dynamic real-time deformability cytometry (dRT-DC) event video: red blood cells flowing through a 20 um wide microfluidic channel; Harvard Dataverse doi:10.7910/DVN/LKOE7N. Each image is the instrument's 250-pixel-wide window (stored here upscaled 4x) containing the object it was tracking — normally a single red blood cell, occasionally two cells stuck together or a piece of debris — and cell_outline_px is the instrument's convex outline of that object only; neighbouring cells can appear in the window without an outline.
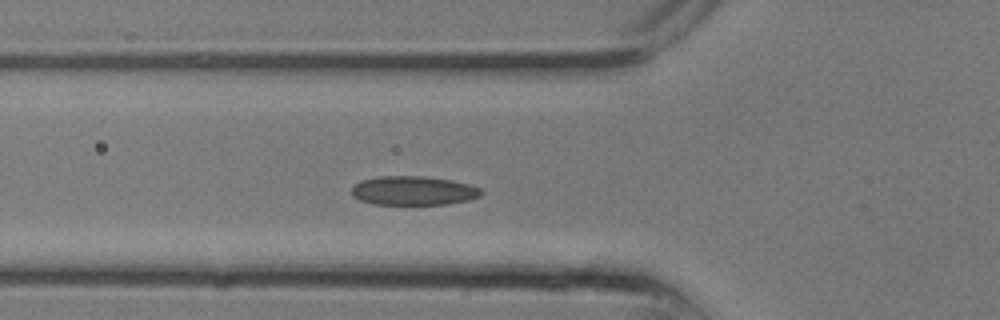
{"species": "common noctule bat (a hibernating species)", "species_latin": "Nyctalus noctula", "temperature_condition": "room temperature", "stored_images_in_passage": 14, "camera_frame_rate_fps": 3000, "um_per_image_px": 0.085, "animal": {"sex": "male", "body_mass_g": 13.3}, "frame": {"image": 1, "passage_image": 6, "time_ms": 1.667, "image_size_px": [1000, 320], "cell_outline_px": [[484, 192], [480, 196], [468, 200], [448, 204], [372, 204], [360, 200], [352, 196], [352, 184], [360, 180], [380, 176], [424, 176], [452, 180], [468, 184], [480, 188]], "centroid_in_image_um": [35.12, 16.2], "position_along_channel_um": 90.7, "area_um2": 22.08}}
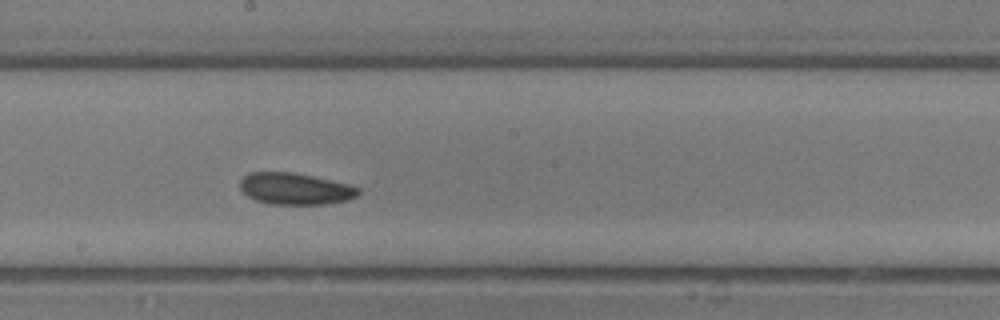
{"frame": {"image": 2, "passage_image": 11, "time_ms": 3.333, "image_size_px": [1000, 320], "cell_outline_px": [[360, 192], [356, 196], [348, 200], [324, 204], [268, 204], [256, 200], [248, 196], [240, 188], [240, 180], [248, 172], [292, 172], [312, 176], [348, 184], [360, 188]], "centroid_in_image_um": [25.07, 16.04], "position_along_channel_um": 223.1, "area_um2": 21.73}}
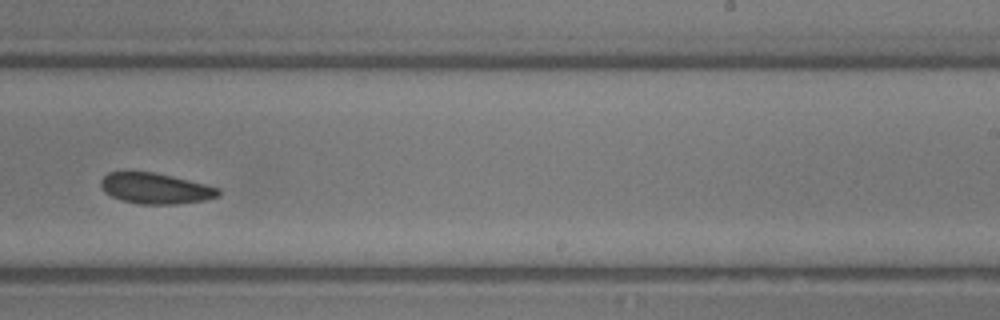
{"frame": {"image": 3, "passage_image": 13, "time_ms": 4.0, "image_size_px": [1000, 320], "cell_outline_px": [[220, 196], [204, 200], [176, 204], [140, 204], [120, 200], [104, 192], [100, 188], [100, 180], [108, 172], [152, 172], [172, 176], [220, 188]], "centroid_in_image_um": [13.19, 16.02], "position_along_channel_um": 275.8, "area_um2": 21.04}}